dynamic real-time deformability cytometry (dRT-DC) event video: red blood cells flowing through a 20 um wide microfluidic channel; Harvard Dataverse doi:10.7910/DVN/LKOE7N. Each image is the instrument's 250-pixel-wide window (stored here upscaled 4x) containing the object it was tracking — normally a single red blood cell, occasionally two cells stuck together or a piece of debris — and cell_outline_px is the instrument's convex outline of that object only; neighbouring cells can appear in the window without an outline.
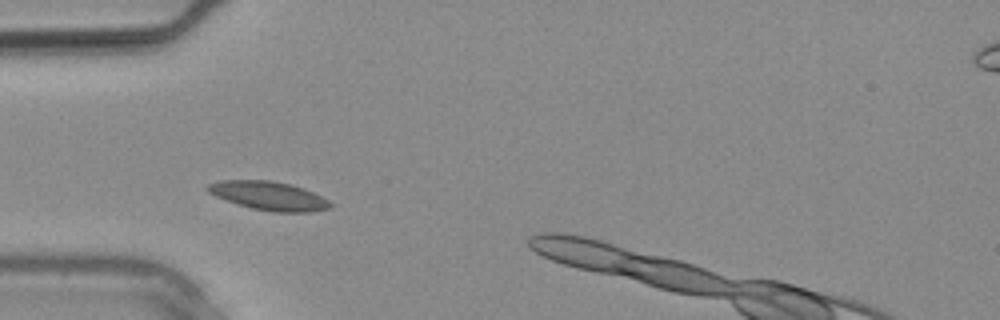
{"species": "common noctule bat (a hibernating species)", "species_latin": "Nyctalus noctula", "temperature_condition": "warm", "stored_images_in_passage": 2, "camera_frame_rate_fps": 3000, "um_per_image_px": 0.085, "animal": {"sex": "male", "body_mass_g": 20.4}, "frame": {"image": 1, "passage_image": 1, "time_ms": 0.0, "image_size_px": [1000, 320], "cell_outline_px": [[332, 208], [308, 212], [272, 212], [252, 208], [216, 196], [208, 192], [204, 188], [208, 184], [220, 180], [272, 180], [292, 184], [304, 188], [328, 200], [332, 204]], "centroid_in_image_um": [22.86, 16.63], "position_along_channel_um": 62.1, "area_um2": 20.46}}